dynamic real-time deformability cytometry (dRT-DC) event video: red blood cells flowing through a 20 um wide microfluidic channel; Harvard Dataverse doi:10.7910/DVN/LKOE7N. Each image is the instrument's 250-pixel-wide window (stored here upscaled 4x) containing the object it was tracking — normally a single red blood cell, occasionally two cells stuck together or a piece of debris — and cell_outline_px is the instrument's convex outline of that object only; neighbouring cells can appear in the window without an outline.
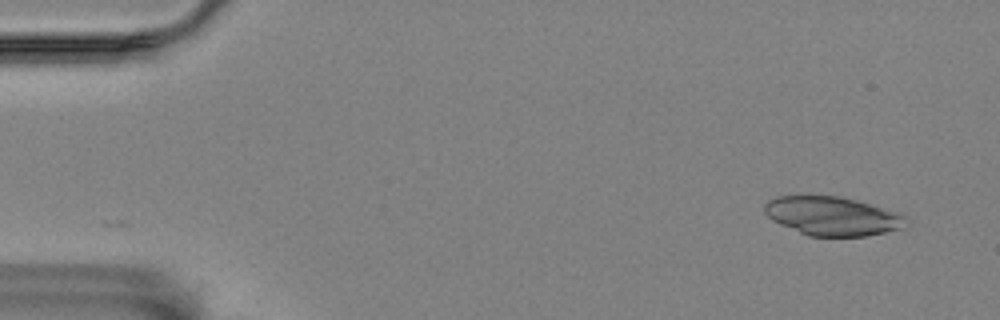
{"species": "Egyptian fruit bat (a non-hibernating species)", "species_latin": "Rousettus aegyptiacus", "temperature_condition": "room temperature", "stored_images_in_passage": 53, "camera_frame_rate_fps": 3000, "um_per_image_px": 0.085, "animal": {"sex": "female"}, "frame": {"image": 1, "passage_image": 1, "time_ms": 0.0, "image_size_px": [1000, 320], "cell_outline_px": [[908, 216], [904, 228], [864, 236], [808, 236], [780, 224], [772, 220], [764, 212], [764, 204], [768, 200], [776, 196], [800, 192], [808, 192], [840, 196], [856, 200], [900, 212]], "centroid_in_image_um": [70.7, 18.3], "position_along_channel_um": 14.3, "area_um2": 33.18}}